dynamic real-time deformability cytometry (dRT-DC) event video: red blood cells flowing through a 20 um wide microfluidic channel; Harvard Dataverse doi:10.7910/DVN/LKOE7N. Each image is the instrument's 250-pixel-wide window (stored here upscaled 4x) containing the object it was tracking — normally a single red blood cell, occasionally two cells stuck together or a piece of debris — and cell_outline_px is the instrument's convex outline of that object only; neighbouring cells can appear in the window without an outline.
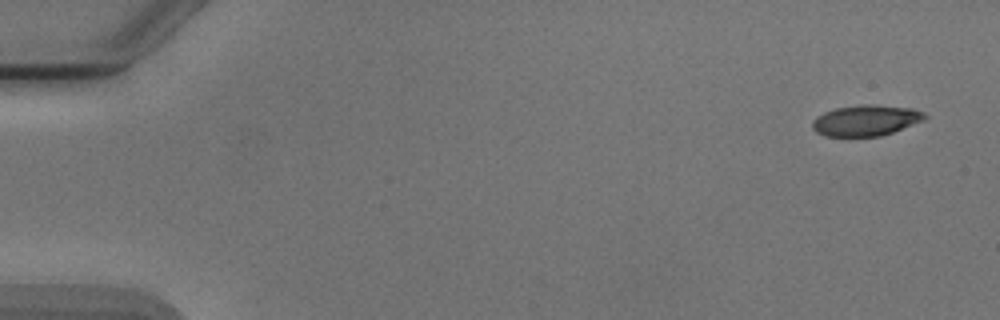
{"species": "Egyptian fruit bat (a non-hibernating species)", "species_latin": "Rousettus aegyptiacus", "temperature_condition": "cold", "stored_images_in_passage": 5, "camera_frame_rate_fps": 3000, "um_per_image_px": 0.085, "animal": {"sex": "male"}, "frame": {"image": 1, "passage_image": 1, "time_ms": 0.0, "image_size_px": [1000, 320], "cell_outline_px": [[928, 116], [924, 120], [892, 132], [880, 136], [824, 136], [816, 132], [812, 128], [812, 120], [816, 116], [824, 112], [836, 108], [860, 104], [872, 104], [912, 108], [924, 112]], "centroid_in_image_um": [73.58, 10.22], "position_along_channel_um": 11.4, "area_um2": 20.29}}
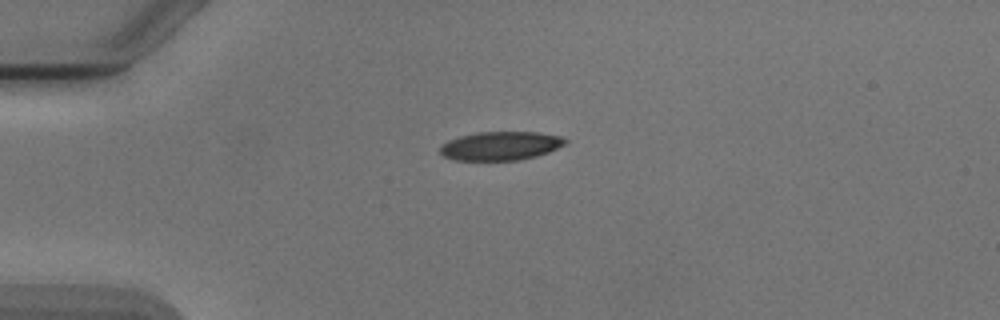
{"frame": {"image": 2, "passage_image": 4, "time_ms": 3.667, "image_size_px": [1000, 320], "cell_outline_px": [[568, 144], [548, 152], [536, 156], [520, 160], [456, 160], [444, 156], [440, 152], [440, 148], [448, 140], [460, 136], [476, 132], [536, 132], [560, 136], [568, 140]], "centroid_in_image_um": [42.59, 12.39], "position_along_channel_um": 42.4, "area_um2": 20.92}}